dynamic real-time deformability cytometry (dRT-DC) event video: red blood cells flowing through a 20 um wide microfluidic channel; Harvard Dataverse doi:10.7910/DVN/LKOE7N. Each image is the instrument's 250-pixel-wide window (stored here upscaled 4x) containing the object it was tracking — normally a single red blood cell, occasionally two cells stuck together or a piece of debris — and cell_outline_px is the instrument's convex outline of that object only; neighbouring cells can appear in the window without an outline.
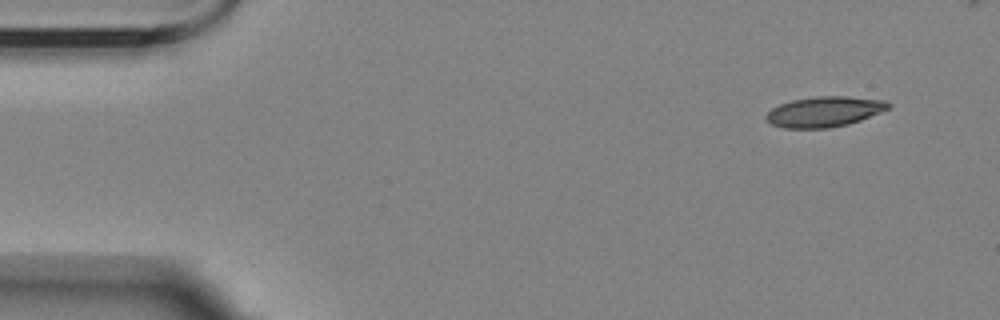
{"species": "Egyptian fruit bat (a non-hibernating species)", "species_latin": "Rousettus aegyptiacus", "temperature_condition": "room temperature", "stored_images_in_passage": 5, "camera_frame_rate_fps": 3000, "um_per_image_px": 0.085, "animal": {"sex": "female"}, "frame": {"image": 1, "passage_image": 1, "time_ms": 0.0, "image_size_px": [1000, 320], "cell_outline_px": [[892, 104], [888, 108], [880, 112], [860, 120], [848, 124], [828, 128], [784, 128], [772, 124], [764, 120], [764, 116], [772, 108], [780, 104], [792, 100], [816, 96], [848, 96], [888, 100]], "centroid_in_image_um": [70.07, 9.48], "position_along_channel_um": 14.9, "area_um2": 21.73}}
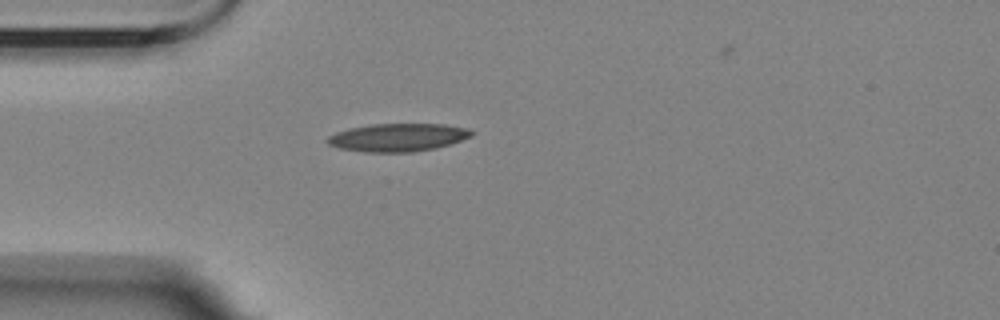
{"frame": {"image": 2, "passage_image": 3, "time_ms": 3.667, "image_size_px": [1000, 320], "cell_outline_px": [[472, 136], [436, 148], [412, 152], [364, 152], [340, 148], [328, 144], [324, 140], [328, 136], [336, 132], [348, 128], [372, 124], [444, 124], [468, 128], [472, 132]], "centroid_in_image_um": [33.77, 11.68], "position_along_channel_um": 51.2, "area_um2": 23.47}}